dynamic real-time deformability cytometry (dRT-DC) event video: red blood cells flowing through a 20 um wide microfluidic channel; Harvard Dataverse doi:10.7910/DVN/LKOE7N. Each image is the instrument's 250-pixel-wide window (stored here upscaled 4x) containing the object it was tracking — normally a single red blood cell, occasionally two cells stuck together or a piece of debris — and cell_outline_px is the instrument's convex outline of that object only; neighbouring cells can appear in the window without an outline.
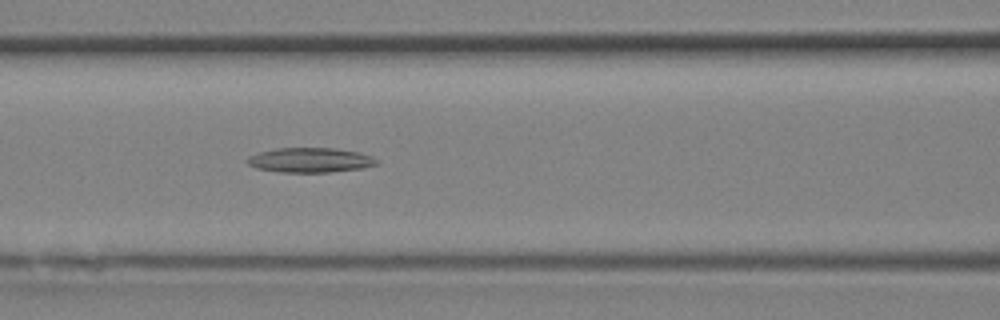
{"species": "Egyptian fruit bat (a non-hibernating species)", "species_latin": "Rousettus aegyptiacus", "temperature_condition": "room temperature", "stored_images_in_passage": 9, "camera_frame_rate_fps": 3000, "um_per_image_px": 0.085, "animal": {"sex": "female"}, "frame": {"image": 1, "passage_image": 9, "time_ms": 2.667, "image_size_px": [1000, 320], "cell_outline_px": [[380, 160], [376, 164], [360, 168], [328, 172], [280, 172], [256, 168], [248, 164], [244, 160], [248, 156], [260, 152], [276, 148], [336, 148], [360, 152], [372, 156]], "centroid_in_image_um": [26.35, 13.6], "position_along_channel_um": 140.3, "area_um2": 18.67}}